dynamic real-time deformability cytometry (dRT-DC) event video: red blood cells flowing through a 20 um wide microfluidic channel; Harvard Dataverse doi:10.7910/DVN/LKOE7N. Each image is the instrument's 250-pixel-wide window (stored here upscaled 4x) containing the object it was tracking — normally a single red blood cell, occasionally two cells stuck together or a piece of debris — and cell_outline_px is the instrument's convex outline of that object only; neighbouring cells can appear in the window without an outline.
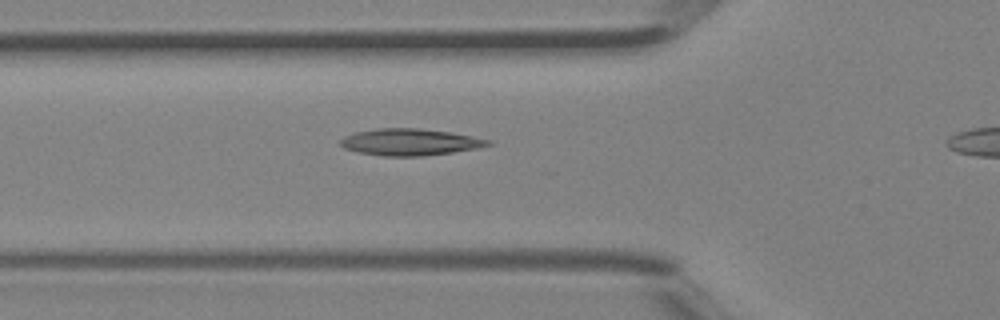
{"species": "Egyptian fruit bat (a non-hibernating species)", "species_latin": "Rousettus aegyptiacus", "temperature_condition": "room temperature", "stored_images_in_passage": 30, "camera_frame_rate_fps": 3000, "um_per_image_px": 0.085, "animal": {"sex": "female"}, "frame": {"image": 1, "passage_image": 7, "time_ms": 2.0, "image_size_px": [1000, 320], "cell_outline_px": [[492, 144], [476, 148], [452, 152], [424, 156], [384, 156], [356, 152], [344, 148], [340, 144], [340, 140], [344, 136], [356, 132], [376, 128], [420, 128], [452, 132], [492, 140]], "centroid_in_image_um": [34.84, 12.07], "position_along_channel_um": 91.0, "area_um2": 23.06}}
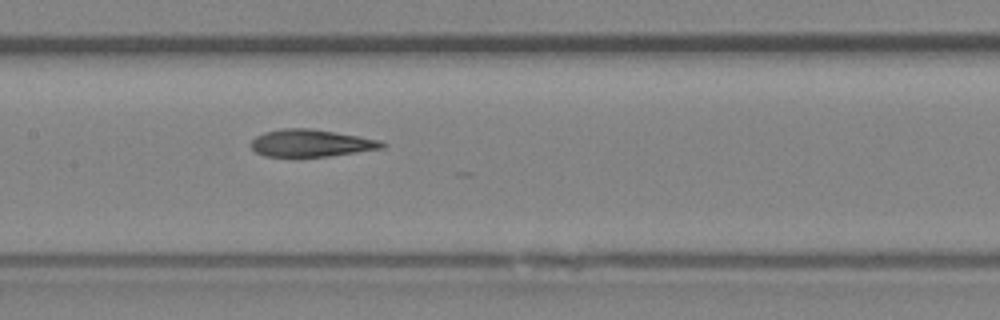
{"frame": {"image": 2, "passage_image": 13, "time_ms": 4.0, "image_size_px": [1000, 320], "cell_outline_px": [[388, 144], [384, 148], [328, 156], [264, 156], [256, 152], [252, 148], [252, 140], [256, 136], [264, 132], [280, 128], [312, 128], [380, 140]], "centroid_in_image_um": [26.44, 12.15], "position_along_channel_um": 181.0, "area_um2": 20.69}}
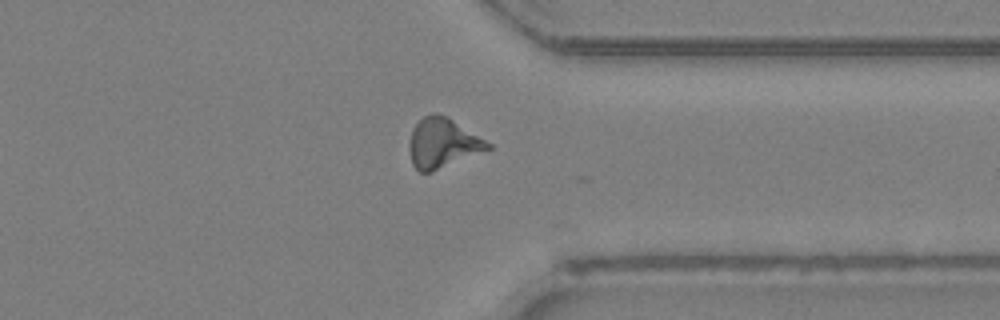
{"frame": {"image": 3, "passage_image": 26, "time_ms": 8.333, "image_size_px": [1000, 320], "cell_outline_px": [[492, 148], [428, 172], [420, 172], [412, 164], [408, 148], [408, 144], [412, 128], [424, 116], [432, 112], [448, 116], [492, 144]], "centroid_in_image_um": [37.59, 12.13], "position_along_channel_um": 373.8, "area_um2": 22.54}}